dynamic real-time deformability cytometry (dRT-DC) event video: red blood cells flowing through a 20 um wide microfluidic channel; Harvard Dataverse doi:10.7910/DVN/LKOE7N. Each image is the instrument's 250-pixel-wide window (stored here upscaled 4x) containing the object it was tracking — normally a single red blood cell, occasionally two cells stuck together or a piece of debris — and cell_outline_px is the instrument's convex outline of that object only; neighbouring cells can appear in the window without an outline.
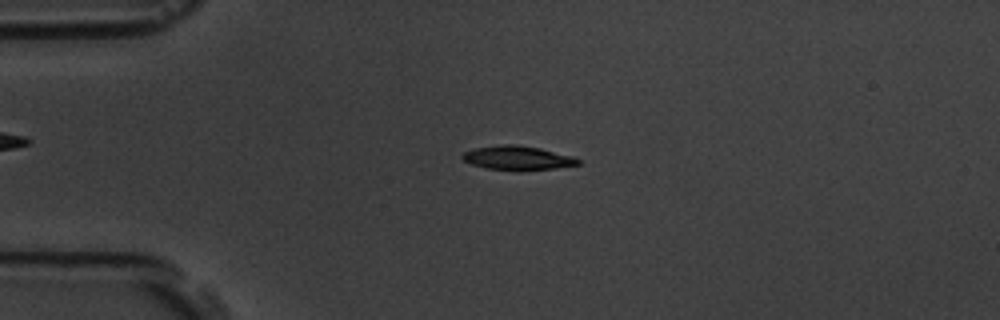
{"species": "common noctule bat (a hibernating species)", "species_latin": "Nyctalus noctula", "temperature_condition": "room temperature", "stored_images_in_passage": 4, "camera_frame_rate_fps": 3000, "um_per_image_px": 0.085, "animal": {"sex": "male", "body_mass_g": 19.5, "forearm_length_mm": 54.6}, "frame": {"image": 1, "passage_image": 3, "time_ms": 2.333, "image_size_px": [1000, 320], "cell_outline_px": [[580, 164], [556, 168], [488, 168], [472, 164], [464, 160], [460, 156], [464, 152], [476, 148], [500, 144], [516, 144], [540, 148], [572, 156], [580, 160]], "centroid_in_image_um": [43.99, 13.38], "position_along_channel_um": 41.0, "area_um2": 15.43}}